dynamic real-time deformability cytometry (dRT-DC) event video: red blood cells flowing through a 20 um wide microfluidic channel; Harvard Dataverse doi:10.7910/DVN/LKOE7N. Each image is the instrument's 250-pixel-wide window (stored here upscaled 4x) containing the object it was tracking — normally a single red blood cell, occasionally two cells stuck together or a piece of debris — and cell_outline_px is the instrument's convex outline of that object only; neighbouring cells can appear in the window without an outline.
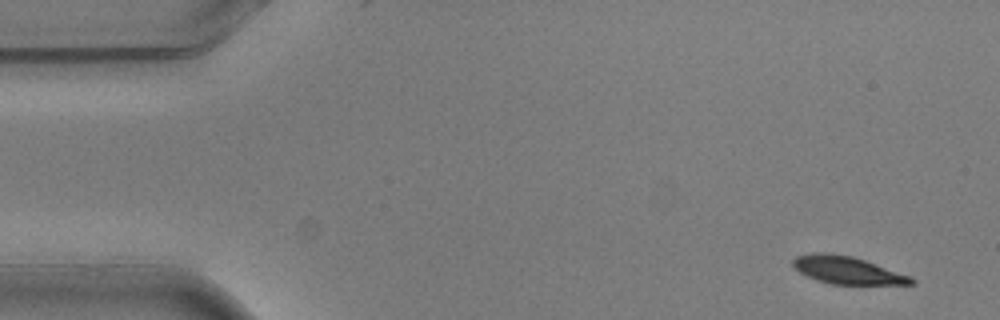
{"species": "common noctule bat (a hibernating species)", "species_latin": "Nyctalus noctula", "temperature_condition": "warm", "stored_images_in_passage": 10, "camera_frame_rate_fps": 3000, "um_per_image_px": 0.085, "animal": {"sex": "male", "body_mass_g": 20.5, "forearm_length_mm": 52.5}, "frame": {"image": 1, "passage_image": 1, "time_ms": 0.0, "image_size_px": [1000, 320], "cell_outline_px": [[916, 284], [832, 284], [816, 280], [800, 272], [792, 264], [792, 260], [796, 256], [812, 252], [828, 252], [852, 256], [912, 276], [916, 280]], "centroid_in_image_um": [72.02, 22.95], "position_along_channel_um": 13.0, "area_um2": 19.02}}
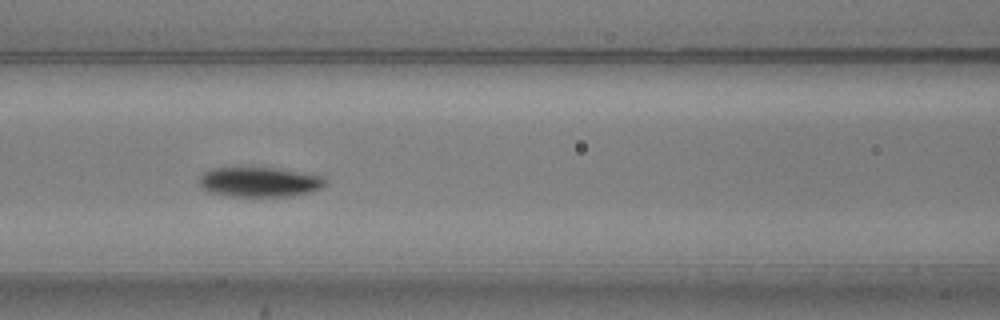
{"frame": {"image": 2, "passage_image": 6, "time_ms": 1.667, "image_size_px": [1000, 320], "cell_outline_px": [[328, 184], [320, 188], [308, 192], [292, 196], [228, 196], [208, 192], [200, 188], [200, 176], [204, 172], [212, 168], [276, 168], [320, 176], [328, 180]], "centroid_in_image_um": [22.03, 15.48], "position_along_channel_um": 144.6, "area_um2": 21.79}}
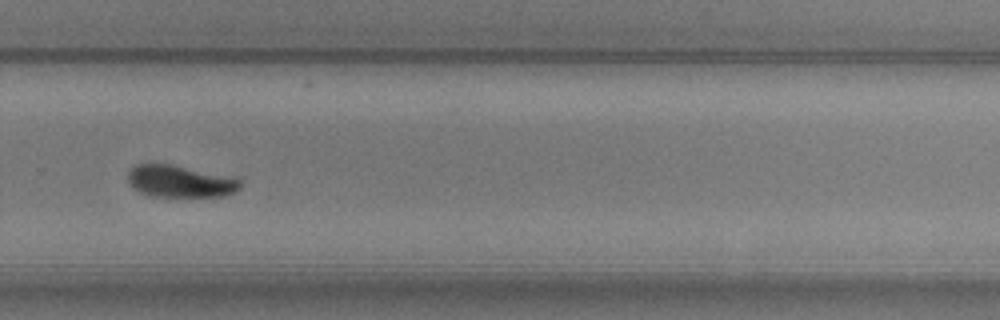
{"frame": {"image": 3, "passage_image": 10, "time_ms": 3.0, "image_size_px": [1000, 320], "cell_outline_px": [[240, 188], [224, 196], [188, 200], [148, 196], [132, 188], [128, 180], [128, 172], [136, 164], [176, 164], [240, 180]], "centroid_in_image_um": [15.27, 15.48], "position_along_channel_um": 314.5, "area_um2": 21.79}}